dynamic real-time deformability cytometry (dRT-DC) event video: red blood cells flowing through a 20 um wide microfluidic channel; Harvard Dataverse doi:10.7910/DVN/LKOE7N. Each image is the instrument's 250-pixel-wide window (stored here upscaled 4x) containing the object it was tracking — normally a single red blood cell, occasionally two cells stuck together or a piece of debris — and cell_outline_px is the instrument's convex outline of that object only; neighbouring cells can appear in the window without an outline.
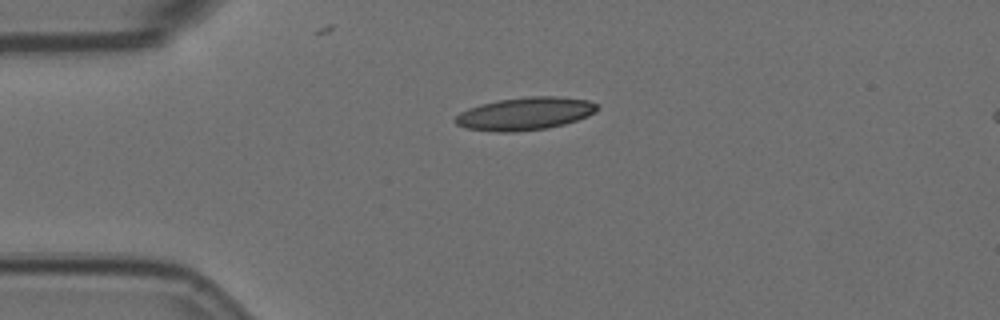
{"species": "Egyptian fruit bat (a non-hibernating species)", "species_latin": "Rousettus aegyptiacus", "temperature_condition": "room temperature", "stored_images_in_passage": 44, "camera_frame_rate_fps": 3000, "um_per_image_px": 0.085, "animal": {"sex": "female"}, "frame": {"image": 1, "passage_image": 1, "time_ms": 0.0, "image_size_px": [1000, 320], "cell_outline_px": [[596, 112], [588, 116], [564, 124], [548, 128], [516, 132], [496, 132], [464, 128], [456, 124], [452, 120], [460, 112], [468, 108], [480, 104], [496, 100], [528, 96], [552, 96], [588, 100], [596, 104]], "centroid_in_image_um": [44.57, 9.67], "position_along_channel_um": 40.4, "area_um2": 27.22}}
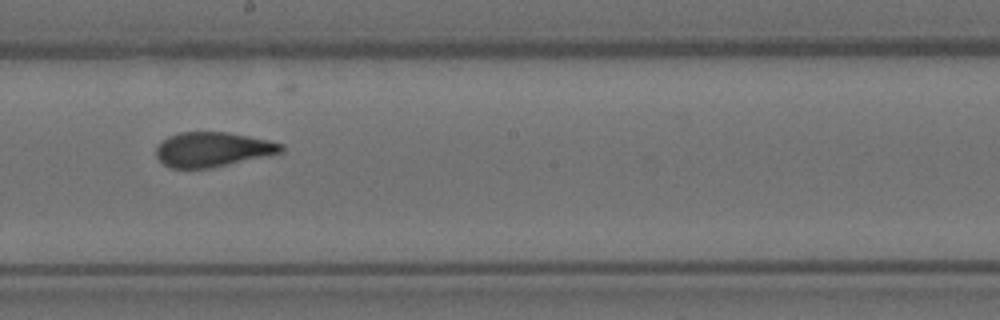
{"frame": {"image": 2, "passage_image": 19, "time_ms": 6.0, "image_size_px": [1000, 320], "cell_outline_px": [[284, 152], [208, 168], [172, 168], [164, 164], [156, 156], [156, 148], [160, 140], [168, 136], [180, 132], [228, 132], [268, 140], [284, 144]], "centroid_in_image_um": [18.05, 12.69], "position_along_channel_um": 230.1, "area_um2": 25.14}}
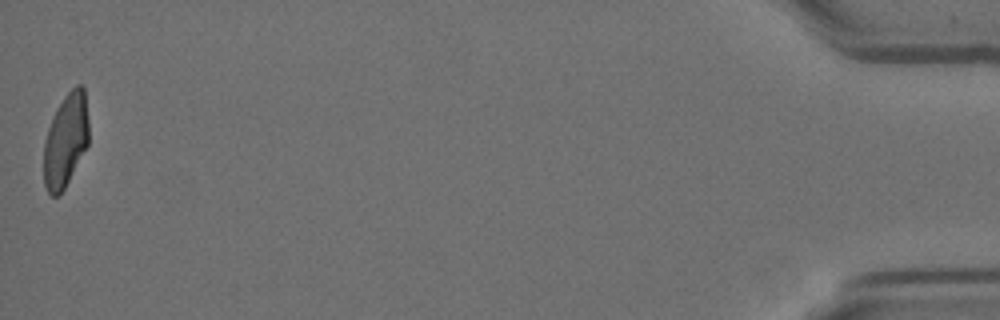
{"frame": {"image": 3, "passage_image": 44, "time_ms": 14.333, "image_size_px": [1000, 320], "cell_outline_px": [[88, 144], [64, 188], [56, 196], [52, 196], [48, 192], [44, 184], [44, 140], [48, 128], [56, 108], [64, 96], [76, 84], [80, 84], [84, 88], [88, 120]], "centroid_in_image_um": [5.57, 11.89], "position_along_channel_um": 429.6, "area_um2": 24.28}, "authors_computed_cell_mechanics": {"area_um2": 26.0967, "velocity_mm_per_s": 3.5758, "shape_relaxation_time_tau1_ms": 9.5146, "shape_relaxation_time_tau2_ms": 1.299, "deformation_change_tau1": 0.2583, "deformation_change_tau2": 0.0914}}